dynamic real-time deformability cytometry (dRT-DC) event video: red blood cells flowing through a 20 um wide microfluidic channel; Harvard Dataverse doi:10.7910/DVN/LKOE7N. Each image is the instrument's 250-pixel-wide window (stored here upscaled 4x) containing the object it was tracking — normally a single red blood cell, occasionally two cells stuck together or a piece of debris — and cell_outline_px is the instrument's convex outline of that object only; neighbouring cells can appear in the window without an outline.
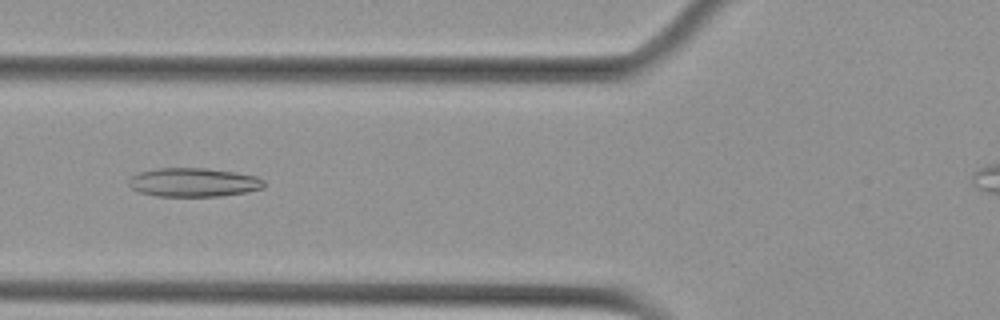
{"species": "Egyptian fruit bat (a non-hibernating species)", "species_latin": "Rousettus aegyptiacus", "temperature_condition": "cold", "stored_images_in_passage": 52, "camera_frame_rate_fps": 3000, "um_per_image_px": 0.085, "animal": {"sex": "female"}, "frame": {"image": 1, "passage_image": 22, "time_ms": 7.0, "image_size_px": [1000, 320], "cell_outline_px": [[264, 188], [248, 192], [220, 196], [156, 196], [140, 192], [132, 188], [128, 184], [128, 180], [132, 176], [140, 172], [156, 168], [208, 168], [236, 172], [256, 176], [264, 180]], "centroid_in_image_um": [16.47, 15.5], "position_along_channel_um": 109.3, "area_um2": 22.83}}
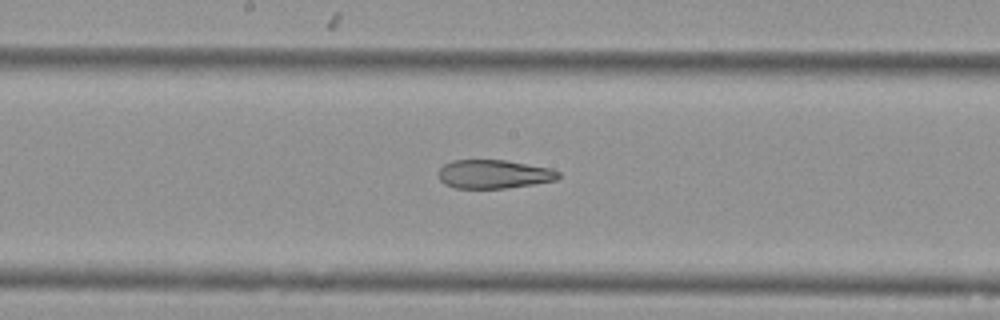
{"frame": {"image": 2, "passage_image": 30, "time_ms": 9.667, "image_size_px": [1000, 320], "cell_outline_px": [[560, 176], [556, 180], [508, 188], [456, 188], [444, 184], [440, 180], [436, 172], [444, 164], [452, 160], [504, 160], [552, 168], [560, 172]], "centroid_in_image_um": [41.95, 14.8], "position_along_channel_um": 206.2, "area_um2": 20.17}}
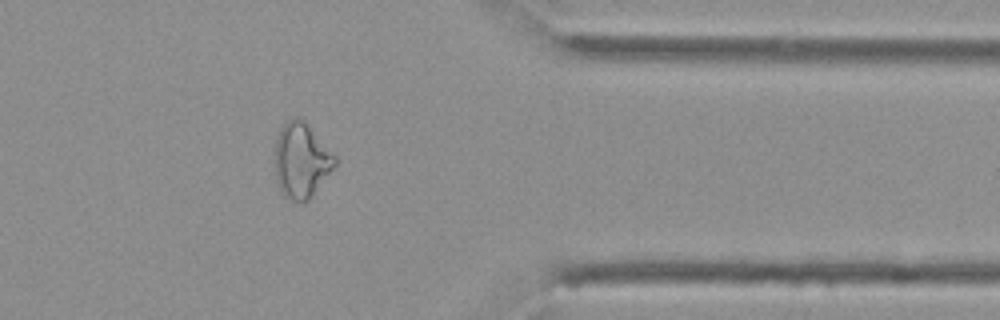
{"frame": {"image": 3, "passage_image": 46, "time_ms": 15.0, "image_size_px": [1000, 320], "cell_outline_px": [[336, 164], [312, 196], [308, 200], [292, 200], [284, 196], [276, 180], [276, 136], [280, 128], [288, 120], [296, 116], [300, 116], [304, 120], [336, 156]], "centroid_in_image_um": [25.61, 13.6], "position_along_channel_um": 385.8, "area_um2": 25.89}, "authors_computed_cell_mechanics": {"area_um2": 25.4609, "velocity_mm_per_s": 3.6345, "shape_relaxation_time_tau1_ms": null, "shape_relaxation_time_tau2_ms": 4.3873, "deformation_change_tau1": null, "deformation_change_tau2": 0.124}}